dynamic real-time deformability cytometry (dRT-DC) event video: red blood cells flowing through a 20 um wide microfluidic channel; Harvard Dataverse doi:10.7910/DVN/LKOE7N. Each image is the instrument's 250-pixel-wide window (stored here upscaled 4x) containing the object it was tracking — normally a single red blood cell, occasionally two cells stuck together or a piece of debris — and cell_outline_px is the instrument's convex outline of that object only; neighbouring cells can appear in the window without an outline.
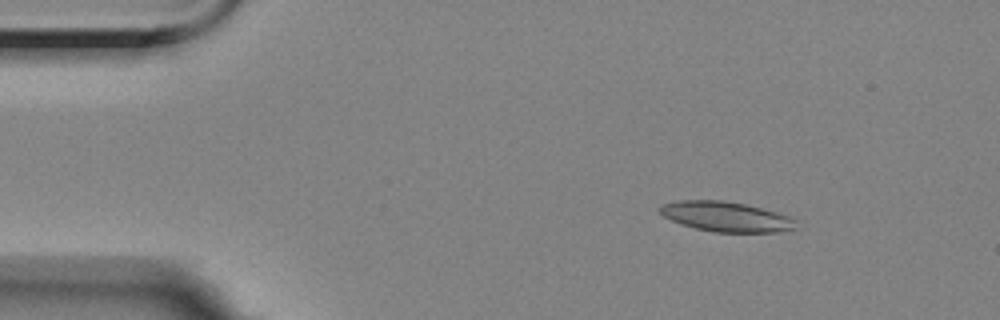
{"species": "Egyptian fruit bat (a non-hibernating species)", "species_latin": "Rousettus aegyptiacus", "temperature_condition": "room temperature", "stored_images_in_passage": 10, "camera_frame_rate_fps": 3000, "um_per_image_px": 0.085, "animal": {"sex": "female"}, "frame": {"image": 1, "passage_image": 2, "time_ms": 1.0, "image_size_px": [1000, 320], "cell_outline_px": [[796, 228], [776, 232], [712, 232], [680, 224], [664, 216], [656, 208], [660, 204], [680, 200], [724, 200], [744, 204], [776, 212], [788, 216], [796, 220]], "centroid_in_image_um": [61.67, 18.41], "position_along_channel_um": 23.3, "area_um2": 23.76}}
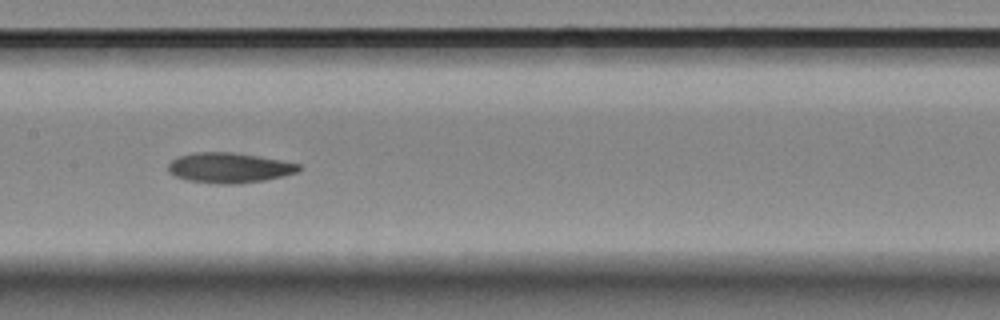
{"frame": {"image": 2, "passage_image": 7, "time_ms": 7.667, "image_size_px": [1000, 320], "cell_outline_px": [[300, 168], [296, 172], [284, 176], [264, 180], [236, 184], [216, 184], [188, 180], [176, 176], [168, 172], [168, 164], [176, 156], [196, 152], [232, 152], [280, 160], [300, 164]], "centroid_in_image_um": [19.44, 14.26], "position_along_channel_um": 188.0, "area_um2": 22.89}}
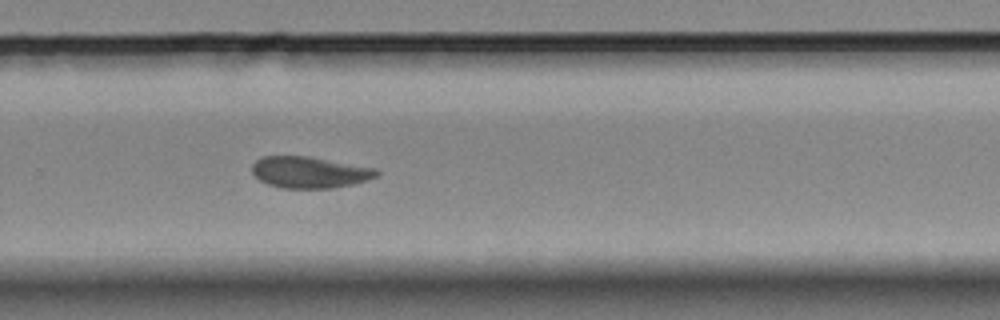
{"frame": {"image": 3, "passage_image": 10, "time_ms": 11.0, "image_size_px": [1000, 320], "cell_outline_px": [[380, 172], [376, 176], [352, 184], [328, 188], [280, 188], [268, 184], [260, 180], [252, 172], [252, 164], [256, 160], [264, 156], [308, 156], [376, 168]], "centroid_in_image_um": [26.28, 14.64], "position_along_channel_um": 303.5, "area_um2": 22.6}}